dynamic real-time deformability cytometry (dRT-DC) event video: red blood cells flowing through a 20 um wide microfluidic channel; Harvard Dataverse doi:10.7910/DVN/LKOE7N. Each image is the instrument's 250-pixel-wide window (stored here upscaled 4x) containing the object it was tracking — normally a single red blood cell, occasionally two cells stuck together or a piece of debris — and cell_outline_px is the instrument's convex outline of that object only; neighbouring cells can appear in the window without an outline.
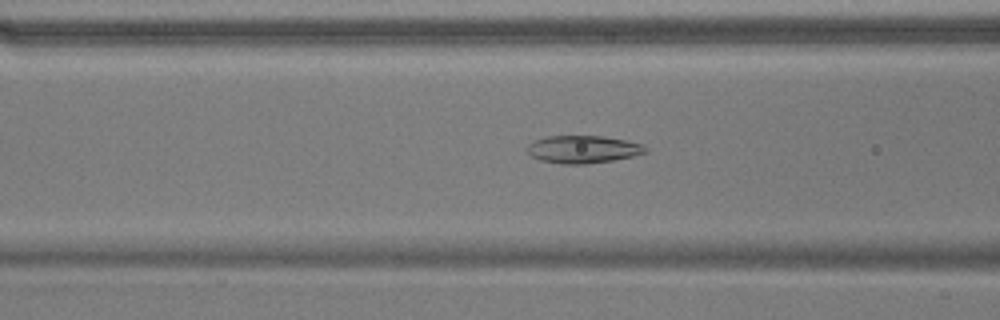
{"species": "common noctule bat (a hibernating species)", "species_latin": "Nyctalus noctula", "temperature_condition": "warm", "stored_images_in_passage": 54, "camera_frame_rate_fps": 3000, "um_per_image_px": 0.085, "animal": {"sex": "male", "body_mass_g": 17.9}, "frame": {"image": 1, "passage_image": 21, "time_ms": 6.667, "image_size_px": [1000, 320], "cell_outline_px": [[648, 152], [632, 156], [612, 160], [584, 164], [560, 164], [540, 160], [532, 156], [528, 152], [528, 144], [536, 140], [548, 136], [604, 136], [644, 144], [648, 148]], "centroid_in_image_um": [49.58, 12.69], "position_along_channel_um": 117.0, "area_um2": 18.96}}
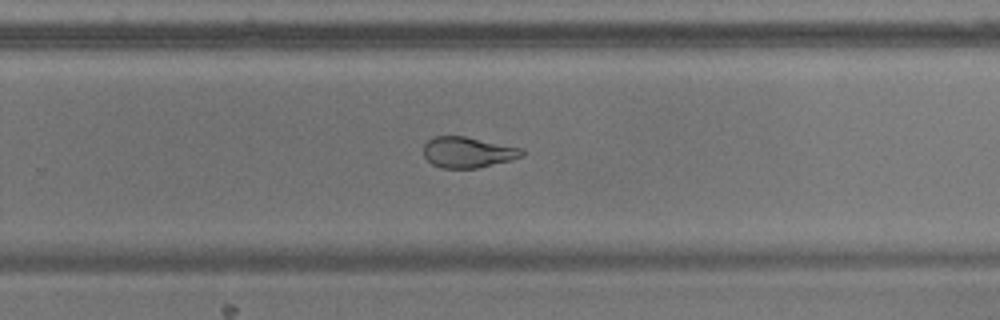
{"frame": {"image": 2, "passage_image": 35, "time_ms": 11.333, "image_size_px": [1000, 320], "cell_outline_px": [[524, 156], [512, 160], [476, 168], [440, 168], [432, 164], [424, 156], [424, 144], [428, 140], [436, 136], [464, 136], [520, 148], [524, 152]], "centroid_in_image_um": [39.75, 12.95], "position_along_channel_um": 290.1, "area_um2": 17.51}}
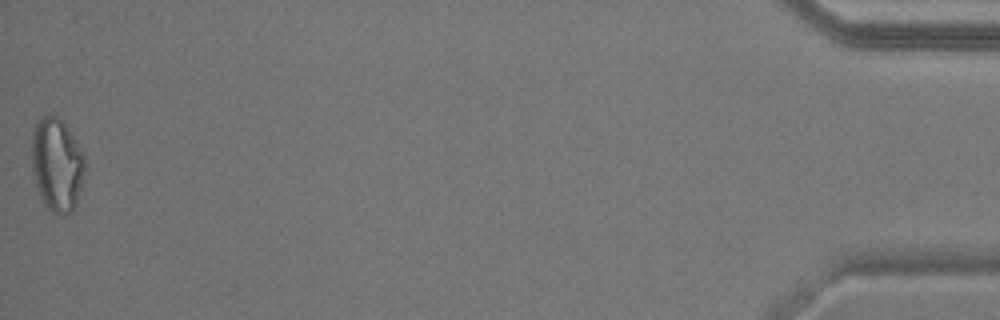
{"frame": {"image": 3, "passage_image": 54, "time_ms": 17.667, "image_size_px": [1000, 320], "cell_outline_px": [[84, 168], [80, 188], [76, 204], [64, 216], [60, 216], [52, 212], [44, 204], [40, 196], [36, 184], [32, 168], [32, 128], [44, 116], [56, 116], [68, 128], [76, 140], [84, 156]], "centroid_in_image_um": [4.82, 14.0], "position_along_channel_um": 430.4, "area_um2": 28.5}, "authors_computed_cell_mechanics": {"area_um2": 22.0507, "velocity_mm_per_s": 3.7042, "shape_relaxation_time_tau1_ms": 4.599, "shape_relaxation_time_tau2_ms": 1.7707, "deformation_change_tau1": 0.156, "deformation_change_tau2": 0.0927}}